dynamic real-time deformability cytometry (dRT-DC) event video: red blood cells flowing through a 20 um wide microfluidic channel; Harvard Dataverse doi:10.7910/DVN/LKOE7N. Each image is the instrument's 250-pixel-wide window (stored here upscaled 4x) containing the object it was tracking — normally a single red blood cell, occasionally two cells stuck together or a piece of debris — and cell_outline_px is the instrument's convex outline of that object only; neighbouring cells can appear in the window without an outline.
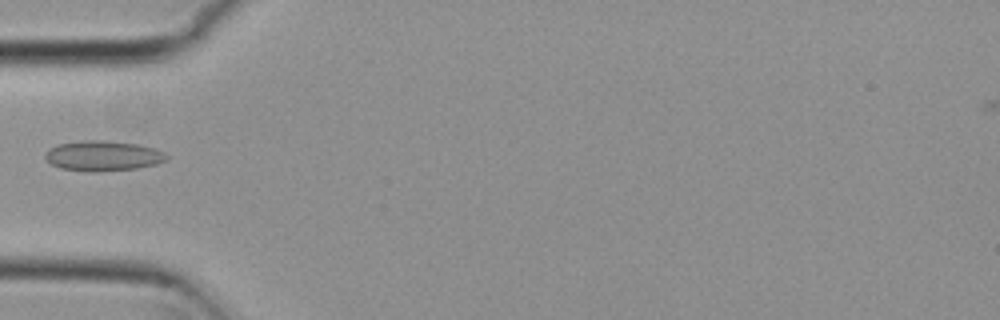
{"species": "common noctule bat (a hibernating species)", "species_latin": "Nyctalus noctula", "temperature_condition": "cold", "stored_images_in_passage": 2, "camera_frame_rate_fps": 3000, "um_per_image_px": 0.085, "animal": {"sex": "female", "body_mass_g": 29.2, "forearm_length_mm": 56.3}, "frame": {"image": 1, "passage_image": 1, "time_ms": 0.0, "image_size_px": [1000, 320], "cell_outline_px": [[168, 160], [156, 164], [136, 168], [100, 172], [88, 172], [60, 168], [52, 164], [44, 156], [48, 148], [60, 144], [88, 140], [104, 140], [136, 144], [152, 148], [164, 152], [168, 156]], "centroid_in_image_um": [8.76, 13.26], "position_along_channel_um": 76.2, "area_um2": 21.27}}
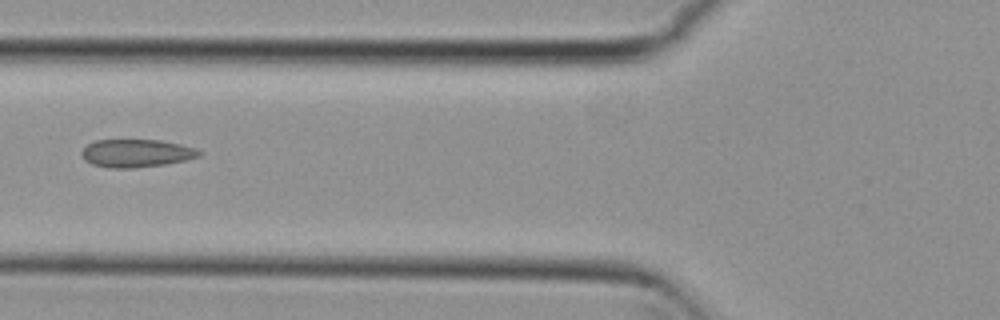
{"frame": {"image": 2, "passage_image": 2, "time_ms": 0.333, "image_size_px": [1000, 320], "cell_outline_px": [[200, 156], [184, 160], [164, 164], [132, 168], [108, 168], [92, 164], [84, 160], [80, 152], [88, 144], [96, 140], [160, 140], [180, 144], [196, 148], [200, 152]], "centroid_in_image_um": [11.55, 13.02], "position_along_channel_um": 114.2, "area_um2": 19.02}}